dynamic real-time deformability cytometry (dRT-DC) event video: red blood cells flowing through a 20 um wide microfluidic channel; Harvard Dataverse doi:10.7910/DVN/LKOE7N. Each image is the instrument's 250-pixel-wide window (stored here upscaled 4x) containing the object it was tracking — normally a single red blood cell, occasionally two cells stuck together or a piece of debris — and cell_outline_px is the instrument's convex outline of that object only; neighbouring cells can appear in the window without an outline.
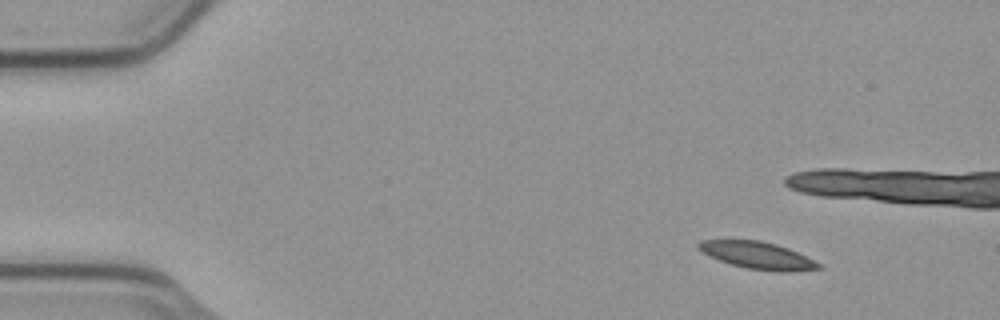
{"species": "common noctule bat (a hibernating species)", "species_latin": "Nyctalus noctula", "temperature_condition": "cold", "stored_images_in_passage": 4, "camera_frame_rate_fps": 3000, "um_per_image_px": 0.085, "animal": {"sex": "male", "body_mass_g": 23.1, "forearm_length_mm": 52.7}, "frame": {"image": 1, "passage_image": 1, "time_ms": 0.0, "image_size_px": [1000, 320], "cell_outline_px": [[824, 268], [792, 272], [776, 272], [748, 268], [732, 264], [708, 256], [696, 244], [700, 240], [760, 240], [776, 244], [788, 248], [820, 264]], "centroid_in_image_um": [64.41, 21.71], "position_along_channel_um": 20.6, "area_um2": 18.79}}